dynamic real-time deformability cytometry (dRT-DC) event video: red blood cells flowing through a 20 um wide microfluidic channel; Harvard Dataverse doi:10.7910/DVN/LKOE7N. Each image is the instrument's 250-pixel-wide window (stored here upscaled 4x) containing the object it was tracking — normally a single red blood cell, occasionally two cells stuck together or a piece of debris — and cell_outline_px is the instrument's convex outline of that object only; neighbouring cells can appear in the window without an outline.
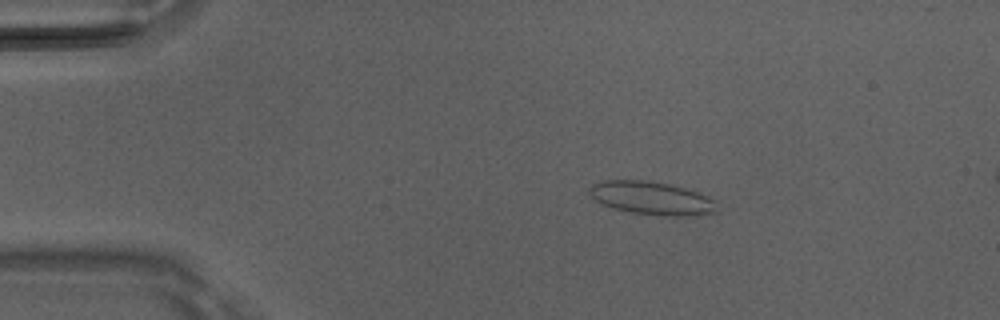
{"species": "Egyptian fruit bat (a non-hibernating species)", "species_latin": "Rousettus aegyptiacus", "temperature_condition": "room temperature", "stored_images_in_passage": 5, "camera_frame_rate_fps": 3000, "um_per_image_px": 0.085, "animal": {"sex": "male"}, "frame": {"image": 1, "passage_image": 3, "time_ms": 0.667, "image_size_px": [1000, 320], "cell_outline_px": [[716, 212], [688, 216], [664, 216], [632, 212], [616, 208], [604, 204], [596, 200], [588, 192], [588, 188], [592, 184], [604, 180], [644, 180], [668, 184], [700, 192], [716, 200]], "centroid_in_image_um": [55.42, 16.83], "position_along_channel_um": 29.6, "area_um2": 24.51}}